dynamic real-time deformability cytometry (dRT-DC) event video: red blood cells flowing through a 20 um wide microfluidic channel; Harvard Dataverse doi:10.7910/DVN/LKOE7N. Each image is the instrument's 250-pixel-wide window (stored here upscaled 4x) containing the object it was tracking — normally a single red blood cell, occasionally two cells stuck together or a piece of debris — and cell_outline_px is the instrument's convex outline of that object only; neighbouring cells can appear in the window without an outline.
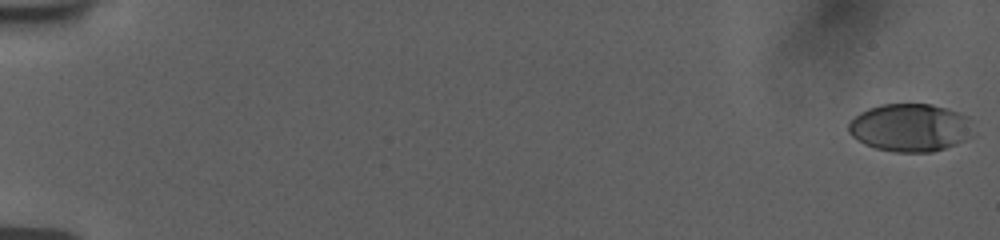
{"species": "human", "species_latin": "Homo sapiens", "temperature_condition": "room temperature", "stored_images_in_passage": 56, "camera_frame_rate_fps": 3000, "um_per_image_px": 0.085, "donor": {"sex": "female"}, "frame": {"image": 1, "passage_image": 1, "time_ms": 0.0, "image_size_px": [1000, 240], "cell_outline_px": [[968, 136], [964, 140], [956, 144], [932, 152], [896, 152], [876, 148], [864, 144], [856, 140], [848, 132], [848, 124], [860, 112], [868, 108], [880, 104], [932, 104], [948, 108], [968, 116]], "centroid_in_image_um": [77.29, 10.84], "position_along_channel_um": 7.7, "area_um2": 34.51}}
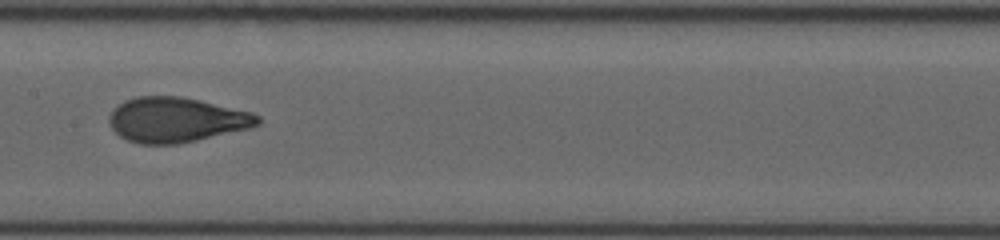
{"frame": {"image": 2, "passage_image": 31, "time_ms": 10.0, "image_size_px": [1000, 240], "cell_outline_px": [[260, 124], [248, 128], [196, 140], [176, 144], [140, 144], [128, 140], [120, 136], [112, 128], [108, 120], [108, 116], [112, 108], [124, 100], [136, 96], [180, 96], [200, 100], [252, 112], [260, 116]], "centroid_in_image_um": [14.95, 10.17], "position_along_channel_um": 192.5, "area_um2": 38.9}}
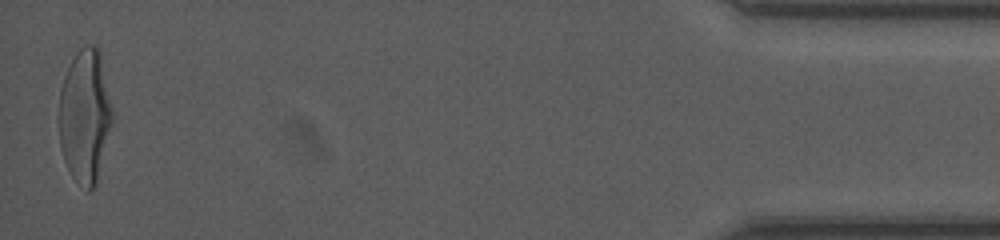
{"frame": {"image": 3, "passage_image": 56, "time_ms": 18.333, "image_size_px": [1000, 240], "cell_outline_px": [[112, 124], [96, 184], [88, 192], [72, 176], [64, 160], [60, 148], [56, 116], [60, 88], [64, 76], [76, 52], [84, 44], [92, 44], [100, 48], [112, 112]], "centroid_in_image_um": [7.18, 9.84], "position_along_channel_um": 428.0, "area_um2": 42.14}, "authors_computed_cell_mechanics": {"area_um2": 38.1191, "velocity_mm_per_s": 3.7654, "shape_relaxation_time_tau1_ms": 3.9471, "shape_relaxation_time_tau2_ms": null, "deformation_change_tau1": 0.2037, "deformation_change_tau2": null}}